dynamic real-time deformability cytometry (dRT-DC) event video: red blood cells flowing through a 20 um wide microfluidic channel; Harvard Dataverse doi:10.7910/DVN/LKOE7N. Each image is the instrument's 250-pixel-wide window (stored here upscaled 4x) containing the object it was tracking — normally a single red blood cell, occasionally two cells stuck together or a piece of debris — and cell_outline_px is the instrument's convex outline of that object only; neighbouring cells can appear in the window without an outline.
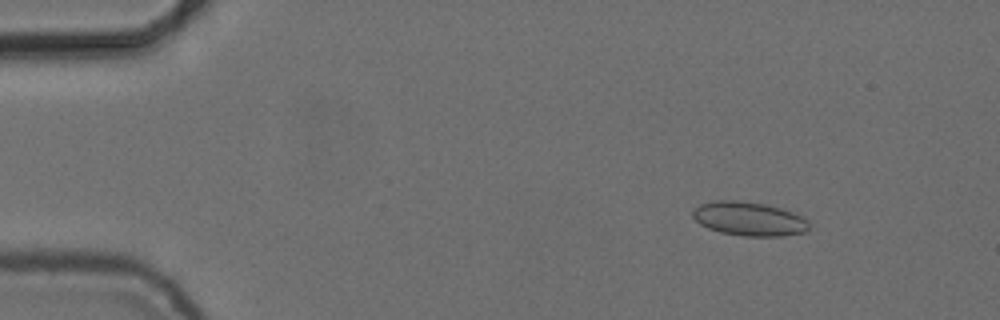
{"species": "common noctule bat (a hibernating species)", "species_latin": "Nyctalus noctula", "temperature_condition": "cold", "stored_images_in_passage": 53, "camera_frame_rate_fps": 3000, "um_per_image_px": 0.085, "animal": {"sex": "female", "body_mass_g": 24.6, "forearm_length_mm": 56.2}, "frame": {"image": 1, "passage_image": 5, "time_ms": 1.333, "image_size_px": [1000, 320], "cell_outline_px": [[808, 232], [780, 236], [744, 236], [720, 232], [708, 228], [700, 224], [692, 216], [692, 208], [700, 204], [716, 200], [736, 200], [764, 204], [780, 208], [804, 216], [808, 220]], "centroid_in_image_um": [63.66, 18.6], "position_along_channel_um": 21.3, "area_um2": 23.12}}
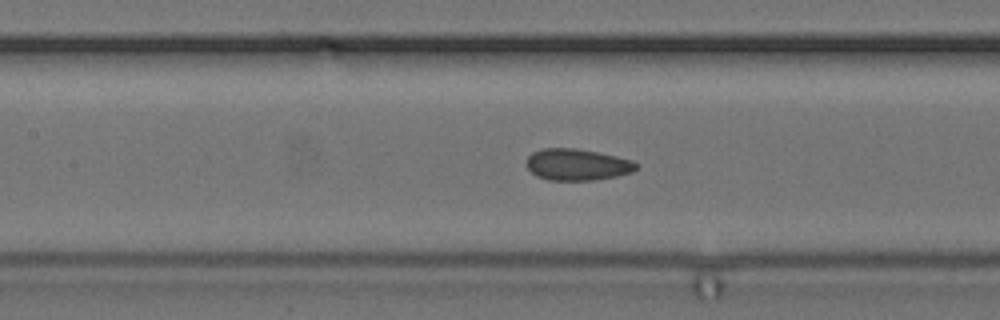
{"frame": {"image": 2, "passage_image": 23, "time_ms": 7.333, "image_size_px": [1000, 320], "cell_outline_px": [[640, 164], [632, 172], [616, 176], [592, 180], [548, 180], [536, 176], [524, 164], [528, 156], [532, 152], [540, 148], [576, 148], [616, 156], [632, 160]], "centroid_in_image_um": [49.03, 13.98], "position_along_channel_um": 158.4, "area_um2": 20.29}}
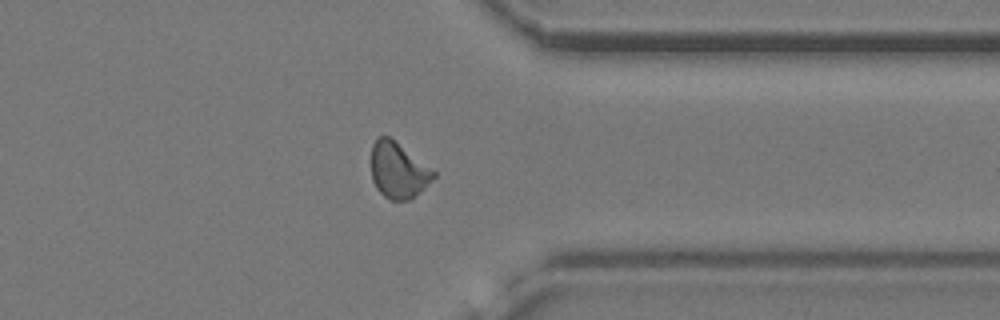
{"frame": {"image": 3, "passage_image": 41, "time_ms": 13.333, "image_size_px": [1000, 320], "cell_outline_px": [[436, 176], [420, 192], [408, 200], [392, 200], [384, 196], [376, 188], [372, 180], [372, 144], [380, 136], [388, 136], [436, 172]], "centroid_in_image_um": [33.84, 14.5], "position_along_channel_um": 377.6, "area_um2": 19.88}, "authors_computed_cell_mechanics": {"area_um2": 20.23, "velocity_mm_per_s": 3.7494, "shape_relaxation_time_tau1_ms": null, "shape_relaxation_time_tau2_ms": 1.3197, "deformation_change_tau1": null, "deformation_change_tau2": 0.0625}}